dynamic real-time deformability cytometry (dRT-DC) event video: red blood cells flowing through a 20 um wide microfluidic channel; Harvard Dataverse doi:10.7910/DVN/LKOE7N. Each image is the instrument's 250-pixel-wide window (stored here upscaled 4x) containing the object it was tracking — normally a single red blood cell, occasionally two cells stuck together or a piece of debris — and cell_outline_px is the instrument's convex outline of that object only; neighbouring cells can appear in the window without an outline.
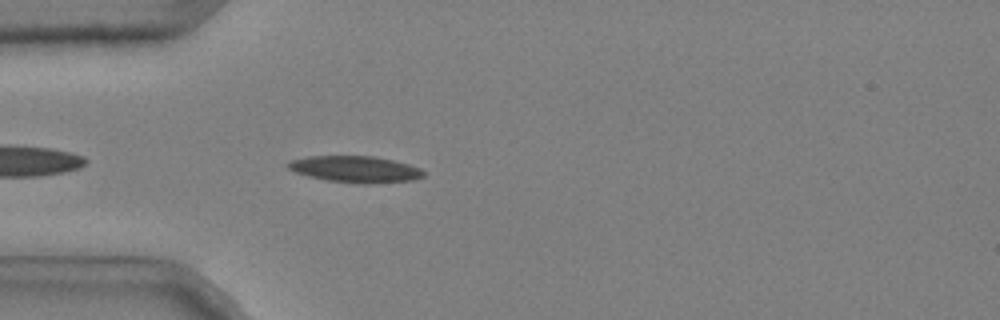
{"species": "common noctule bat (a hibernating species)", "species_latin": "Nyctalus noctula", "temperature_condition": "cold", "stored_images_in_passage": 40, "camera_frame_rate_fps": 3000, "um_per_image_px": 0.085, "animal": {"sex": "male", "body_mass_g": 20.4}, "frame": {"image": 1, "passage_image": 4, "time_ms": 1.0, "image_size_px": [1000, 320], "cell_outline_px": [[424, 176], [412, 180], [364, 184], [328, 180], [308, 176], [296, 172], [288, 168], [284, 164], [292, 160], [308, 156], [372, 156], [392, 160], [408, 164], [420, 168], [424, 172]], "centroid_in_image_um": [30.18, 14.38], "position_along_channel_um": 54.8, "area_um2": 20.69}}
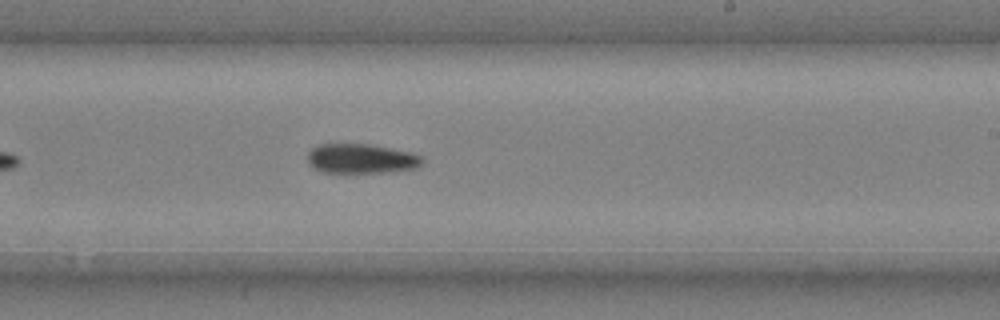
{"frame": {"image": 2, "passage_image": 21, "time_ms": 6.667, "image_size_px": [1000, 320], "cell_outline_px": [[424, 160], [420, 168], [388, 172], [324, 172], [308, 164], [308, 152], [312, 148], [320, 144], [368, 144], [412, 152], [420, 156]], "centroid_in_image_um": [30.75, 13.48], "position_along_channel_um": 258.3, "area_um2": 19.77}}
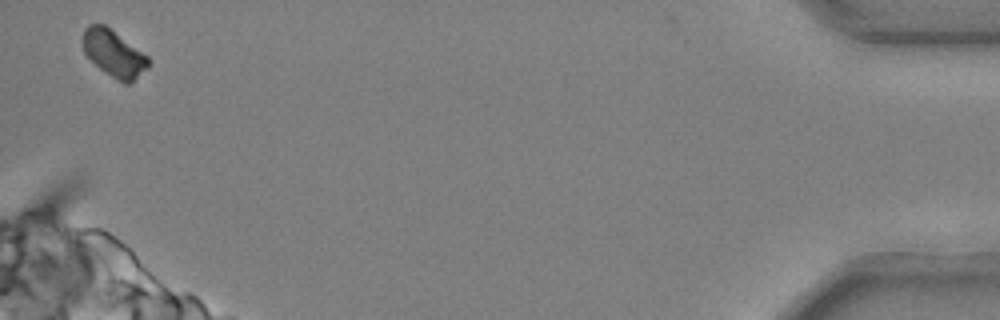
{"frame": {"image": 3, "passage_image": 40, "time_ms": 13.0, "image_size_px": [1000, 320], "cell_outline_px": [[152, 60], [148, 68], [128, 84], [124, 84], [104, 72], [84, 52], [84, 28], [88, 24], [104, 24], [148, 56]], "centroid_in_image_um": [9.71, 4.55], "position_along_channel_um": 425.5, "area_um2": 17.57}, "authors_computed_cell_mechanics": {"area_um2": 19.8254, "velocity_mm_per_s": 3.6942, "shape_relaxation_time_tau1_ms": 6.7245, "shape_relaxation_time_tau2_ms": null, "deformation_change_tau1": 0.1627, "deformation_change_tau2": null}}